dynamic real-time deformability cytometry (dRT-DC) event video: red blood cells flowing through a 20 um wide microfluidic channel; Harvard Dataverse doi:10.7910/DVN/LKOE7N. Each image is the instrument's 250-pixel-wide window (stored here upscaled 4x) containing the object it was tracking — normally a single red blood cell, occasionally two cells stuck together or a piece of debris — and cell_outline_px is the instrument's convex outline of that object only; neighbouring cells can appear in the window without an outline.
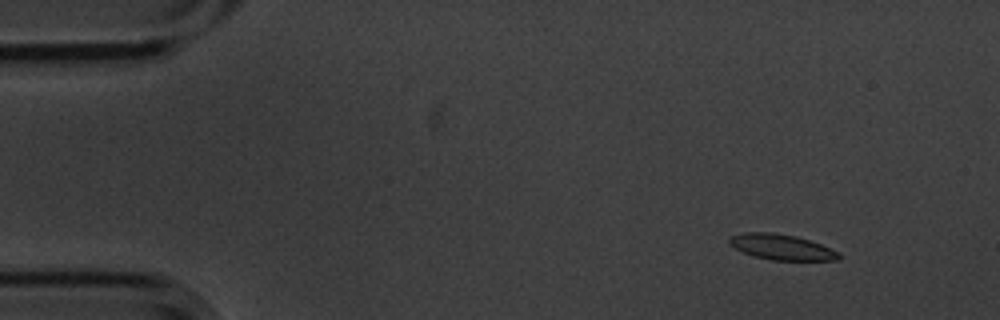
{"species": "common noctule bat (a hibernating species)", "species_latin": "Nyctalus noctula", "temperature_condition": "cold", "stored_images_in_passage": 5, "camera_frame_rate_fps": 3000, "um_per_image_px": 0.085, "animal": {"sex": "male", "body_mass_g": 20.1, "forearm_length_mm": 53.5}, "frame": {"image": 1, "passage_image": 2, "time_ms": 0.333, "image_size_px": [1000, 320], "cell_outline_px": [[840, 260], [772, 260], [752, 256], [728, 244], [728, 240], [732, 236], [744, 232], [772, 232], [796, 236], [820, 244], [840, 252]], "centroid_in_image_um": [66.43, 21.0], "position_along_channel_um": 18.6, "area_um2": 16.24}}